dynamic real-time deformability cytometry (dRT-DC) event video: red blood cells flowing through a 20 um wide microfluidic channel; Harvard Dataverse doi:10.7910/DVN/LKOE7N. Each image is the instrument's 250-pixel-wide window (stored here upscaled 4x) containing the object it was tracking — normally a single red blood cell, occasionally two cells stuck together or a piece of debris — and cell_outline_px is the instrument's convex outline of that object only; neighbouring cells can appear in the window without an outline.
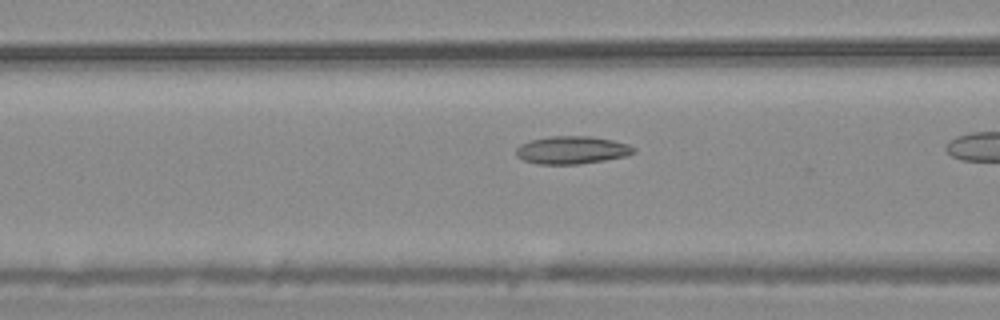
{"species": "common noctule bat (a hibernating species)", "species_latin": "Nyctalus noctula", "temperature_condition": "warm", "stored_images_in_passage": 16, "camera_frame_rate_fps": 3000, "um_per_image_px": 0.085, "animal": {"sex": "male", "body_mass_g": 20.4}, "frame": {"image": 1, "passage_image": 7, "time_ms": 2.0, "image_size_px": [1000, 320], "cell_outline_px": [[636, 152], [624, 156], [604, 160], [580, 164], [536, 164], [524, 160], [516, 156], [516, 148], [520, 144], [532, 140], [552, 136], [588, 136], [612, 140], [628, 144], [636, 148]], "centroid_in_image_um": [48.6, 12.76], "position_along_channel_um": 118.0, "area_um2": 18.96}}
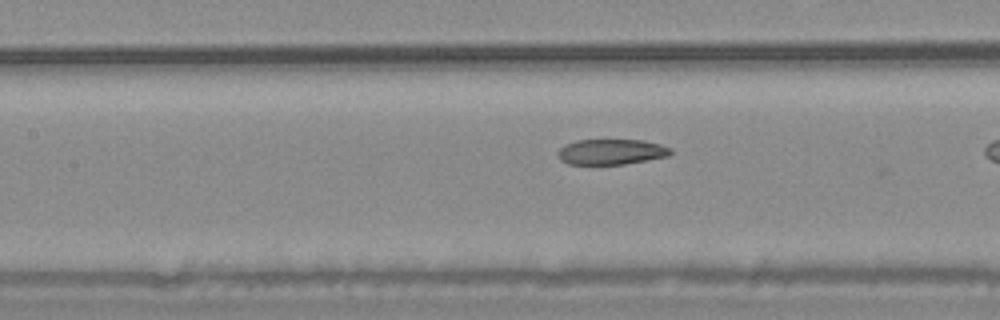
{"frame": {"image": 2, "passage_image": 10, "time_ms": 3.0, "image_size_px": [1000, 320], "cell_outline_px": [[672, 152], [668, 156], [648, 160], [624, 164], [568, 164], [560, 160], [556, 152], [564, 144], [576, 140], [644, 140], [660, 144], [672, 148]], "centroid_in_image_um": [51.94, 12.9], "position_along_channel_um": 155.5, "area_um2": 16.88}}
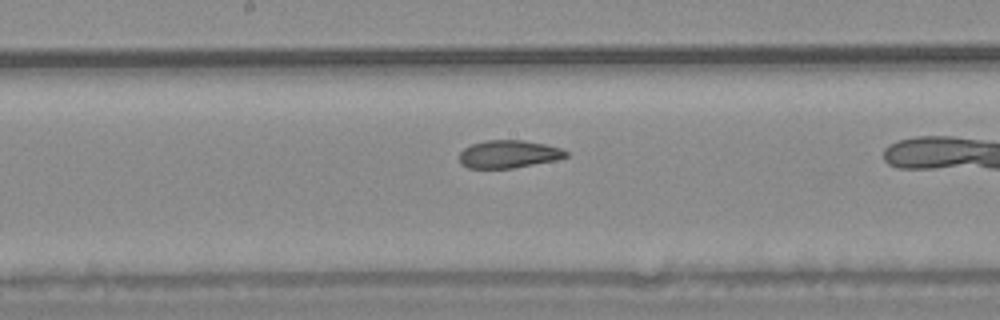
{"frame": {"image": 3, "passage_image": 14, "time_ms": 4.333, "image_size_px": [1000, 320], "cell_outline_px": [[568, 156], [556, 160], [512, 168], [468, 168], [460, 164], [460, 152], [464, 148], [472, 144], [484, 140], [524, 140], [544, 144], [560, 148], [568, 152]], "centroid_in_image_um": [43.22, 13.1], "position_along_channel_um": 205.0, "area_um2": 17.22}}